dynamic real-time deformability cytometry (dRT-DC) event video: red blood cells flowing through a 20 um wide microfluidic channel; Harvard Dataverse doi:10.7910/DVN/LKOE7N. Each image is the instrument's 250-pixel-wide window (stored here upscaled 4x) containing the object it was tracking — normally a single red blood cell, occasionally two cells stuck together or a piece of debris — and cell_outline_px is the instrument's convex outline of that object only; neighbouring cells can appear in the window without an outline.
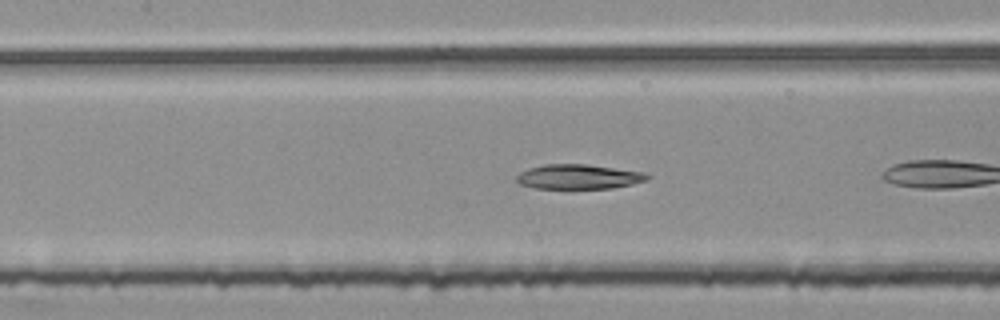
{"species": "common noctule bat (a hibernating species)", "species_latin": "Nyctalus noctula", "temperature_condition": "room temperature", "stored_images_in_passage": 26, "camera_frame_rate_fps": 3000, "um_per_image_px": 0.085, "animal": {"sex": "female", "body_mass_g": 25.1}, "frame": {"image": 1, "passage_image": 8, "time_ms": 2.333, "image_size_px": [1000, 320], "cell_outline_px": [[652, 176], [648, 180], [632, 184], [612, 188], [568, 192], [532, 188], [520, 184], [516, 180], [516, 176], [520, 172], [528, 168], [544, 164], [588, 164], [648, 172]], "centroid_in_image_um": [49.19, 15.07], "position_along_channel_um": 158.2, "area_um2": 20.23}}